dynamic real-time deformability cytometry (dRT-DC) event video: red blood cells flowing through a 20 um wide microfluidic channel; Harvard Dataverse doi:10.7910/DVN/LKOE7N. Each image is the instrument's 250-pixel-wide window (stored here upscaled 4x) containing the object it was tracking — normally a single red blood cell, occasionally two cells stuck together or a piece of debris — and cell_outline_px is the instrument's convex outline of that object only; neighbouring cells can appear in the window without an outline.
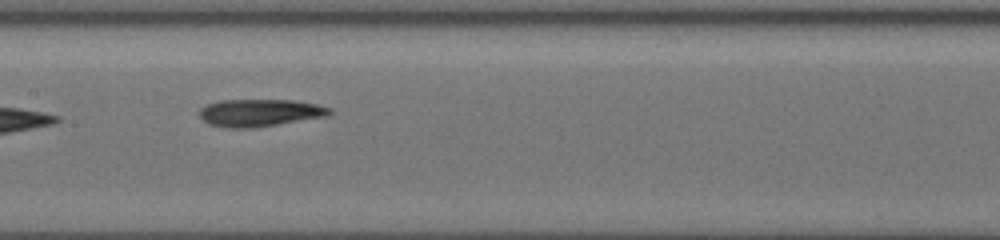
{"species": "common noctule bat (a hibernating species)", "species_latin": "Nyctalus noctula", "temperature_condition": "cold", "stored_images_in_passage": 26, "camera_frame_rate_fps": 3000, "um_per_image_px": 0.085, "animal": {"sex": "female", "body_mass_g": 19.5, "forearm_length_mm": 54.1}, "frame": {"image": 1, "passage_image": 15, "time_ms": 7.333, "image_size_px": [1000, 240], "cell_outline_px": [[332, 112], [324, 116], [252, 128], [232, 128], [208, 124], [200, 116], [200, 108], [208, 104], [220, 100], [296, 100], [316, 104], [332, 108]], "centroid_in_image_um": [22.06, 9.57], "position_along_channel_um": 185.3, "area_um2": 20.46}}